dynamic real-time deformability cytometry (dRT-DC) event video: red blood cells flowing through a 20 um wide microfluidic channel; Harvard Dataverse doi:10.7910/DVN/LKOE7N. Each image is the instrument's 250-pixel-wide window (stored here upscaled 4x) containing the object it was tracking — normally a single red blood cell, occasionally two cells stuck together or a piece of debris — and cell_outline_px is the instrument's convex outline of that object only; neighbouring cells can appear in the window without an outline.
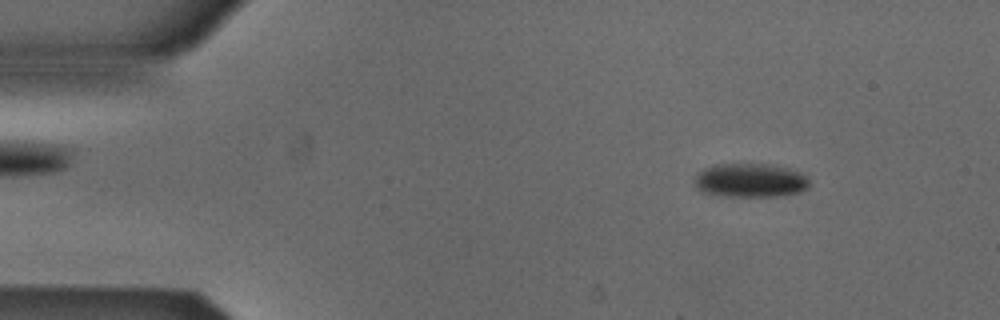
{"species": "Egyptian fruit bat (a non-hibernating species)", "species_latin": "Rousettus aegyptiacus", "temperature_condition": "cold", "stored_images_in_passage": 48, "segment_of_instrument_passage": [1, 2], "camera_frame_rate_fps": 3000, "um_per_image_px": 0.085, "animal": {"sex": "male"}, "frame": {"image": 1, "passage_image": 1, "time_ms": 0.0, "image_size_px": [1000, 320], "cell_outline_px": [[808, 188], [800, 192], [776, 196], [712, 196], [700, 192], [692, 184], [692, 180], [704, 168], [716, 164], [768, 164], [788, 168], [800, 172], [808, 180]], "centroid_in_image_um": [63.69, 15.34], "position_along_channel_um": 21.3, "area_um2": 22.95}}
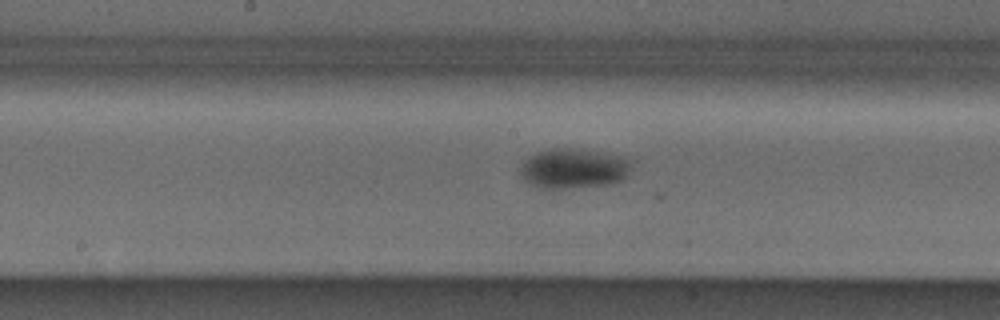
{"frame": {"image": 2, "passage_image": 21, "time_ms": 6.667, "image_size_px": [1000, 320], "cell_outline_px": [[636, 160], [628, 176], [624, 180], [612, 184], [564, 188], [544, 188], [528, 184], [524, 180], [520, 172], [520, 168], [524, 160], [528, 156], [552, 148], [568, 148], [604, 152], [624, 156]], "centroid_in_image_um": [48.85, 14.31], "position_along_channel_um": 199.3, "area_um2": 26.41}}
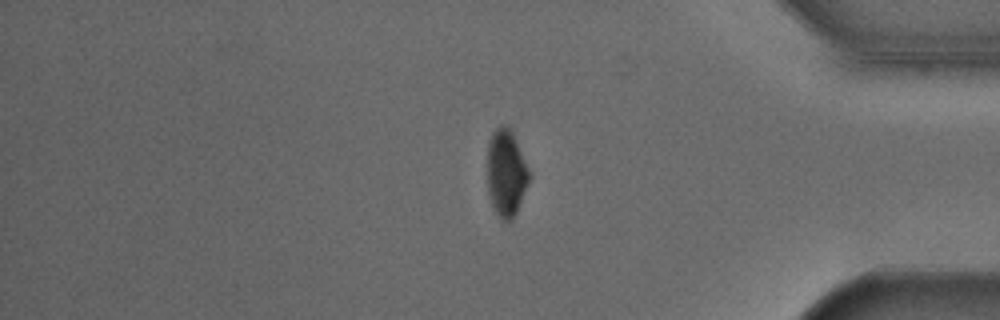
{"frame": {"image": 3, "passage_image": 38, "time_ms": 12.333, "image_size_px": [1000, 320], "cell_outline_px": [[532, 176], [516, 212], [512, 220], [508, 224], [500, 220], [492, 204], [488, 192], [488, 140], [492, 132], [500, 124], [504, 124], [512, 132]], "centroid_in_image_um": [43.03, 14.73], "position_along_channel_um": 392.2, "area_um2": 21.33}}